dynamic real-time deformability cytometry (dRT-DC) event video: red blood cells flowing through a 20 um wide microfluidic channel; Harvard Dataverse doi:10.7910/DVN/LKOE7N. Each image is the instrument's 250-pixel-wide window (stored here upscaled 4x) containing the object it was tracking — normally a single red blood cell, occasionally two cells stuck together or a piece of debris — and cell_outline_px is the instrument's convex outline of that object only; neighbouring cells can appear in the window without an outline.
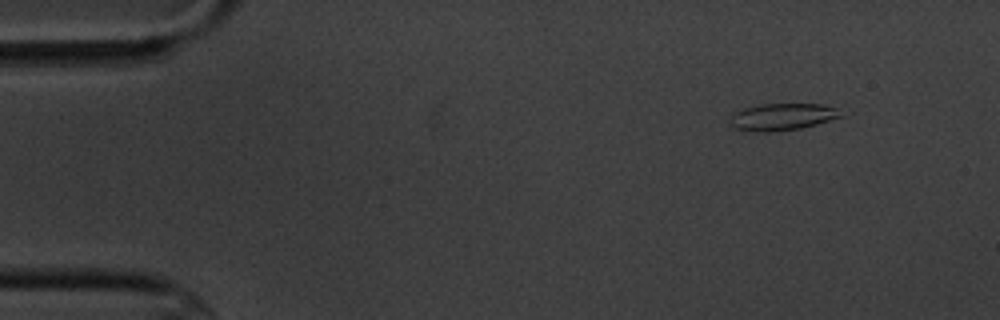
{"species": "common noctule bat (a hibernating species)", "species_latin": "Nyctalus noctula", "temperature_condition": "cold", "stored_images_in_passage": 3, "camera_frame_rate_fps": 3000, "um_per_image_px": 0.085, "animal": {"sex": "male", "body_mass_g": 20.1, "forearm_length_mm": 53.5}, "frame": {"image": 1, "passage_image": 1, "time_ms": 0.0, "image_size_px": [1000, 320], "cell_outline_px": [[852, 112], [848, 116], [800, 128], [768, 132], [756, 132], [736, 128], [732, 124], [732, 116], [736, 112], [744, 108], [760, 104], [820, 104]], "centroid_in_image_um": [66.68, 9.92], "position_along_channel_um": 18.3, "area_um2": 17.57}}
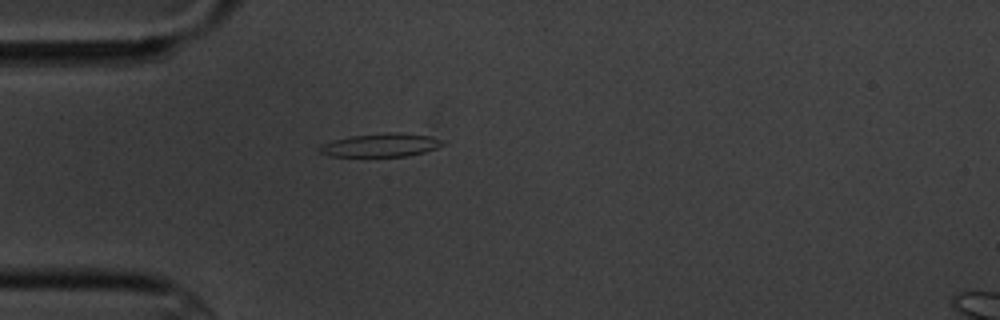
{"frame": {"image": 2, "passage_image": 3, "time_ms": 3.333, "image_size_px": [1000, 320], "cell_outline_px": [[448, 144], [424, 152], [404, 156], [328, 156], [320, 152], [316, 148], [320, 144], [332, 140], [352, 136], [388, 132], [400, 132], [428, 136], [440, 140]], "centroid_in_image_um": [32.33, 12.33], "position_along_channel_um": 52.7, "area_um2": 16.76}}